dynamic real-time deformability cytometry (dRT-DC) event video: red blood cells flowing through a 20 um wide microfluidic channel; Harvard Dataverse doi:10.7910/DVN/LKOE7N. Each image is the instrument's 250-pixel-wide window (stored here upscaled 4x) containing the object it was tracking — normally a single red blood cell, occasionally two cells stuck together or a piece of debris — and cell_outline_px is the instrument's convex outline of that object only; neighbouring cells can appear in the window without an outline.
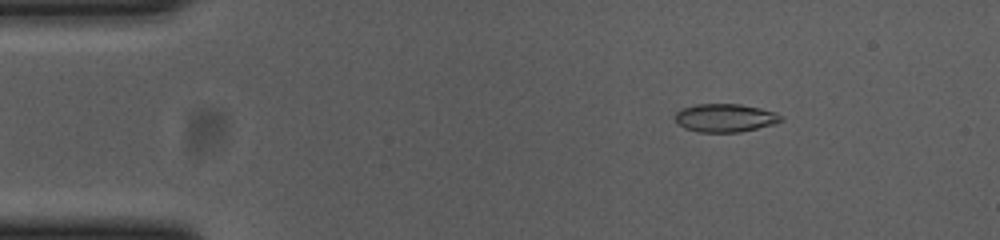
{"species": "common noctule bat (a hibernating species)", "species_latin": "Nyctalus noctula", "temperature_condition": "cold", "stored_images_in_passage": 55, "camera_frame_rate_fps": 3000, "um_per_image_px": 0.085, "animal": {"sex": "female", "body_mass_g": 23.0, "forearm_length_mm": 53.4}, "frame": {"image": 1, "passage_image": 8, "time_ms": 2.333, "image_size_px": [1000, 240], "cell_outline_px": [[784, 120], [776, 124], [740, 132], [700, 132], [684, 128], [676, 120], [676, 112], [680, 108], [696, 104], [740, 104], [760, 108], [776, 112], [784, 116]], "centroid_in_image_um": [61.69, 10.01], "position_along_channel_um": 23.3, "area_um2": 17.57}}
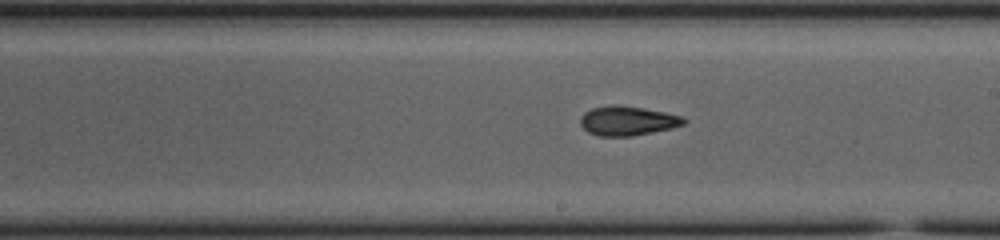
{"frame": {"image": 2, "passage_image": 31, "time_ms": 10.0, "image_size_px": [1000, 240], "cell_outline_px": [[688, 120], [684, 124], [672, 128], [632, 136], [596, 136], [588, 132], [580, 124], [580, 116], [584, 112], [592, 108], [612, 104], [620, 104], [644, 108], [684, 116]], "centroid_in_image_um": [53.34, 10.26], "position_along_channel_um": 235.7, "area_um2": 17.98}}
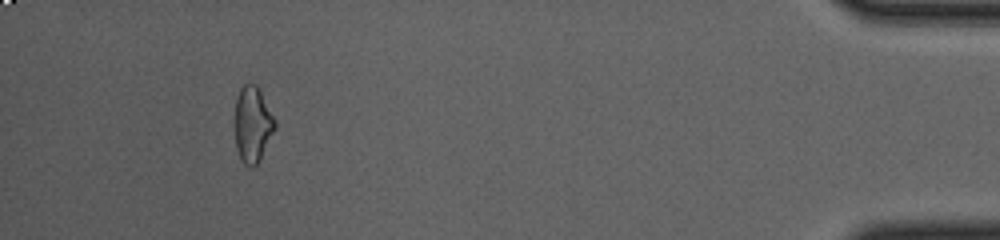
{"frame": {"image": 3, "passage_image": 51, "time_ms": 16.667, "image_size_px": [1000, 240], "cell_outline_px": [[276, 128], [260, 160], [252, 168], [244, 164], [240, 160], [236, 148], [236, 100], [240, 88], [248, 80], [256, 84], [276, 120]], "centroid_in_image_um": [21.49, 10.57], "position_along_channel_um": 413.7, "area_um2": 17.8}, "authors_computed_cell_mechanics": {"area_um2": 17.7446, "velocity_mm_per_s": 3.6939, "shape_relaxation_time_tau1_ms": 4.6882, "shape_relaxation_time_tau2_ms": 3.0588, "deformation_change_tau1": 0.1451, "deformation_change_tau2": 0.0943}}